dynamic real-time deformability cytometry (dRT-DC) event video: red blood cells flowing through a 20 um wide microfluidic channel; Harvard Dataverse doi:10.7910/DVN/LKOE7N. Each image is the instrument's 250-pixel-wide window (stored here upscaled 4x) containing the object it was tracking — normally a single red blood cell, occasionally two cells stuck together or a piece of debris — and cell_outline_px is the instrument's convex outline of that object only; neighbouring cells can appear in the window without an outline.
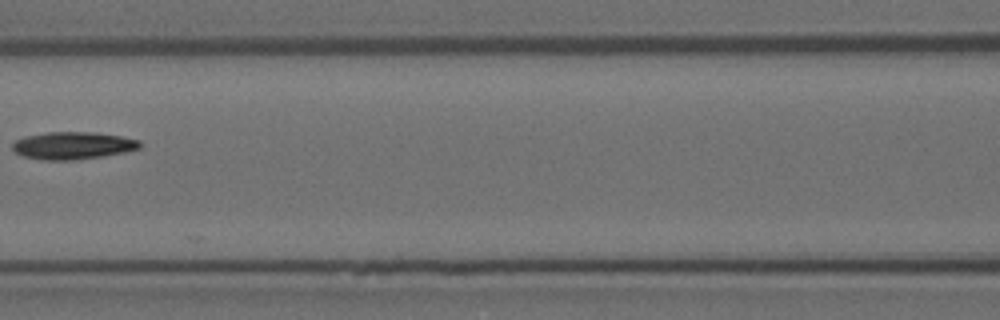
{"species": "Egyptian fruit bat (a non-hibernating species)", "species_latin": "Rousettus aegyptiacus", "temperature_condition": "room temperature", "stored_images_in_passage": 5, "segment_of_instrument_passage": [1, 2], "camera_frame_rate_fps": 3000, "um_per_image_px": 0.085, "animal": {"sex": "female"}, "frame": {"image": 1, "passage_image": 4, "time_ms": 1.0, "image_size_px": [1000, 320], "cell_outline_px": [[144, 144], [140, 148], [124, 152], [100, 156], [72, 160], [44, 160], [24, 156], [16, 152], [12, 148], [12, 144], [16, 140], [24, 136], [48, 132], [92, 132], [120, 136], [140, 140]], "centroid_in_image_um": [6.2, 12.36], "position_along_channel_um": 160.4, "area_um2": 20.23}}